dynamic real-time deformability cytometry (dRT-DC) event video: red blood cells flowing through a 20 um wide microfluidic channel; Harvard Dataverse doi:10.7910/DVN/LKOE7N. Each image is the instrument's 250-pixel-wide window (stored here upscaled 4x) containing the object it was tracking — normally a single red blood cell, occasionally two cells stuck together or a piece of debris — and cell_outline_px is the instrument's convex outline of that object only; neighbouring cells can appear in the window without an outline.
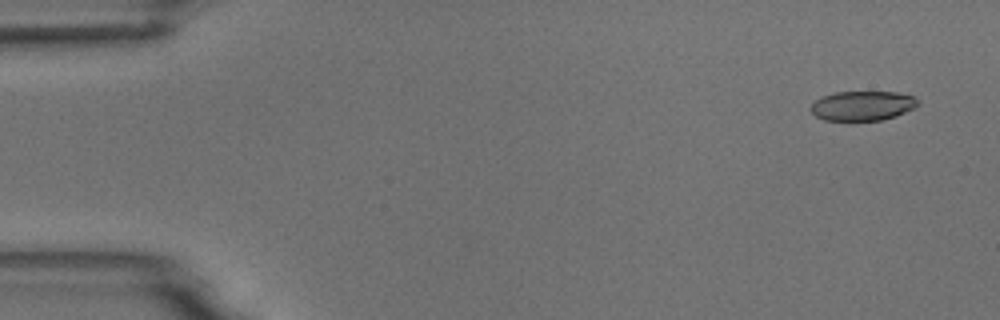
{"species": "common noctule bat (a hibernating species)", "species_latin": "Nyctalus noctula", "temperature_condition": "room temperature", "stored_images_in_passage": 7, "camera_frame_rate_fps": 3000, "um_per_image_px": 0.085, "animal": {"sex": "male", "body_mass_g": 18.8}, "frame": {"image": 1, "passage_image": 1, "time_ms": 0.0, "image_size_px": [1000, 320], "cell_outline_px": [[920, 104], [896, 116], [880, 120], [824, 120], [816, 116], [812, 112], [812, 104], [816, 100], [824, 96], [836, 92], [896, 92], [912, 96], [920, 100]], "centroid_in_image_um": [73.34, 8.98], "position_along_channel_um": 11.7, "area_um2": 18.21}}
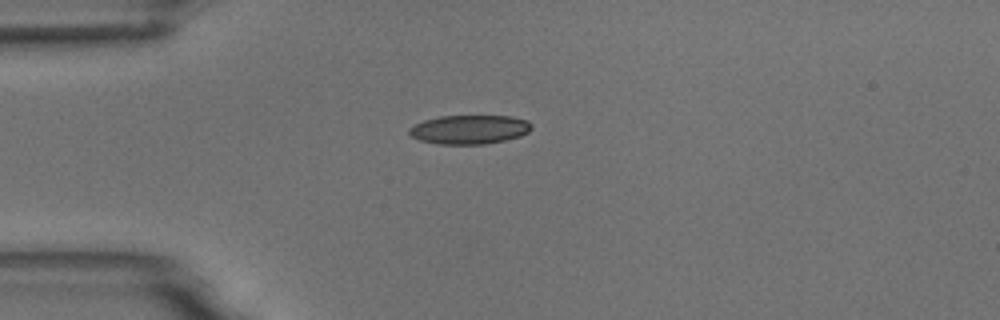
{"frame": {"image": 2, "passage_image": 4, "time_ms": 3.667, "image_size_px": [1000, 320], "cell_outline_px": [[532, 128], [528, 132], [520, 136], [504, 140], [484, 144], [440, 144], [420, 140], [412, 136], [408, 132], [408, 128], [424, 120], [440, 116], [512, 116], [528, 120], [532, 124]], "centroid_in_image_um": [39.92, 11.0], "position_along_channel_um": 45.1, "area_um2": 20.63}}